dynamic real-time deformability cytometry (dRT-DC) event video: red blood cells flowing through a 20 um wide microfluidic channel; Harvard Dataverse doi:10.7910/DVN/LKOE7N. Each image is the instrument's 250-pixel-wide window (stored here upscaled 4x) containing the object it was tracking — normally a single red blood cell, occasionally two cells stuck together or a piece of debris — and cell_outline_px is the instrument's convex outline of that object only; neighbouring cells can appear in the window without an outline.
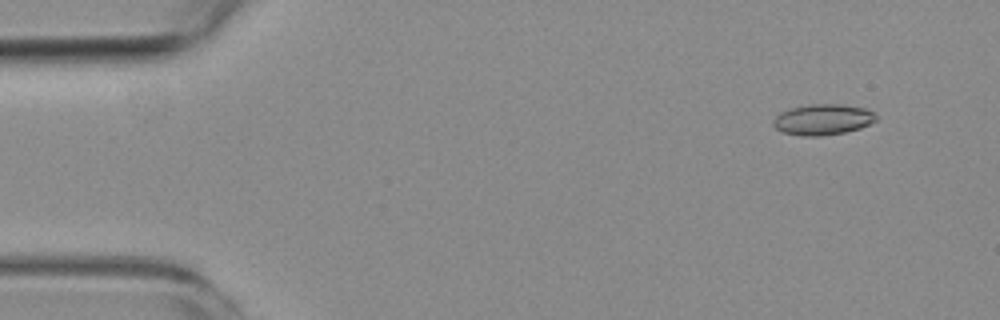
{"species": "common noctule bat (a hibernating species)", "species_latin": "Nyctalus noctula", "temperature_condition": "room temperature", "stored_images_in_passage": 4, "camera_frame_rate_fps": 3000, "um_per_image_px": 0.085, "animal": {"sex": "female", "body_mass_g": 19.3, "forearm_length_mm": 54.1}, "frame": {"image": 1, "passage_image": 1, "time_ms": 0.0, "image_size_px": [1000, 320], "cell_outline_px": [[876, 120], [860, 128], [844, 132], [820, 136], [800, 136], [784, 132], [776, 128], [772, 124], [772, 120], [780, 112], [792, 108], [808, 104], [844, 104], [864, 108], [872, 112], [876, 116]], "centroid_in_image_um": [69.91, 10.15], "position_along_channel_um": 15.1, "area_um2": 18.38}}